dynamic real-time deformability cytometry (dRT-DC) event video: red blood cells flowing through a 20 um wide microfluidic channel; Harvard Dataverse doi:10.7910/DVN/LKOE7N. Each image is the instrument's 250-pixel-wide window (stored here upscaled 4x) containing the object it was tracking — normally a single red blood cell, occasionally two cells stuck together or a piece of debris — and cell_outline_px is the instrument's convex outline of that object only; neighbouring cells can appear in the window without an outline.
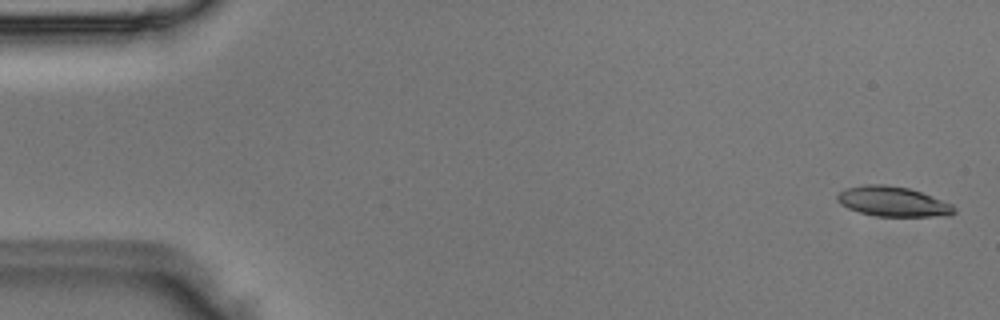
{"species": "Egyptian fruit bat (a non-hibernating species)", "species_latin": "Rousettus aegyptiacus", "temperature_condition": "room temperature", "stored_images_in_passage": 6, "camera_frame_rate_fps": 3000, "um_per_image_px": 0.085, "animal": {"sex": "male"}, "frame": {"image": 1, "passage_image": 1, "time_ms": 0.0, "image_size_px": [1000, 320], "cell_outline_px": [[956, 212], [948, 216], [876, 216], [860, 212], [848, 208], [840, 204], [836, 200], [836, 196], [840, 192], [848, 188], [864, 184], [884, 184], [908, 188], [932, 196], [952, 204], [956, 208]], "centroid_in_image_um": [75.9, 17.13], "position_along_channel_um": 9.1, "area_um2": 20.35}}
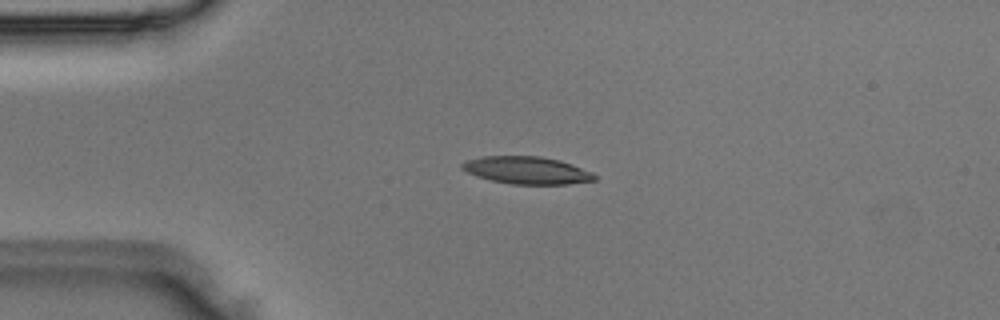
{"frame": {"image": 2, "passage_image": 4, "time_ms": 1.0, "image_size_px": [1000, 320], "cell_outline_px": [[596, 180], [568, 184], [512, 184], [492, 180], [476, 176], [460, 168], [460, 164], [468, 160], [484, 156], [540, 156], [560, 160], [572, 164], [592, 172], [596, 176]], "centroid_in_image_um": [44.79, 14.47], "position_along_channel_um": 40.2, "area_um2": 21.1}}
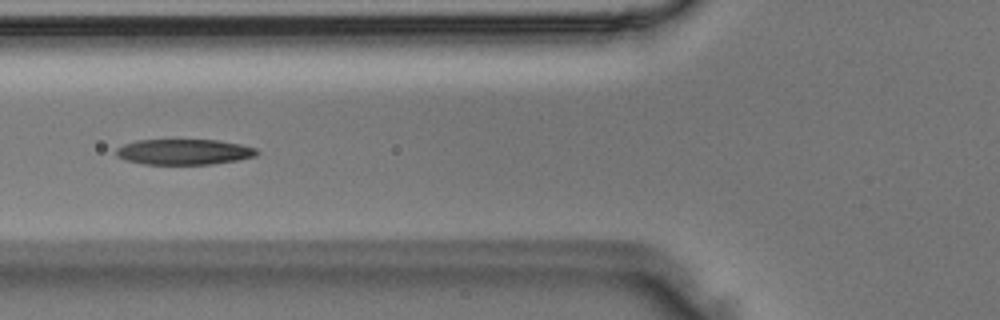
{"frame": {"image": 3, "passage_image": 6, "time_ms": 1.667, "image_size_px": [1000, 320], "cell_outline_px": [[260, 152], [256, 156], [236, 160], [212, 164], [144, 164], [124, 160], [116, 156], [116, 148], [124, 144], [136, 140], [220, 140], [240, 144], [256, 148]], "centroid_in_image_um": [15.63, 12.91], "position_along_channel_um": 110.2, "area_um2": 21.04}}